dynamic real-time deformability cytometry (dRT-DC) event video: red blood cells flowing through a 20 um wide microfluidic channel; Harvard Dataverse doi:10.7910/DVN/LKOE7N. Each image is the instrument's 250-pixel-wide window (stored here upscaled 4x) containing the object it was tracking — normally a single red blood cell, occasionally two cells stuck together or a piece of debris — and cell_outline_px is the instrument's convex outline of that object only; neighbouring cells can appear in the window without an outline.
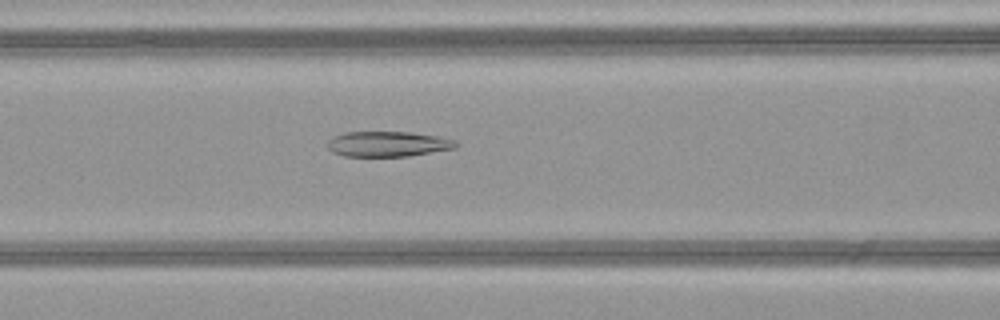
{"species": "common noctule bat (a hibernating species)", "species_latin": "Nyctalus noctula", "temperature_condition": "warm", "stored_images_in_passage": 46, "camera_frame_rate_fps": 3000, "um_per_image_px": 0.085, "animal": {"sex": "female", "body_mass_g": 21.9}, "frame": {"image": 1, "passage_image": 18, "time_ms": 5.667, "image_size_px": [1000, 320], "cell_outline_px": [[460, 144], [456, 148], [408, 156], [344, 156], [332, 152], [328, 148], [328, 140], [332, 136], [344, 132], [408, 132], [440, 136], [456, 140]], "centroid_in_image_um": [32.99, 12.23], "position_along_channel_um": 133.6, "area_um2": 19.07}}
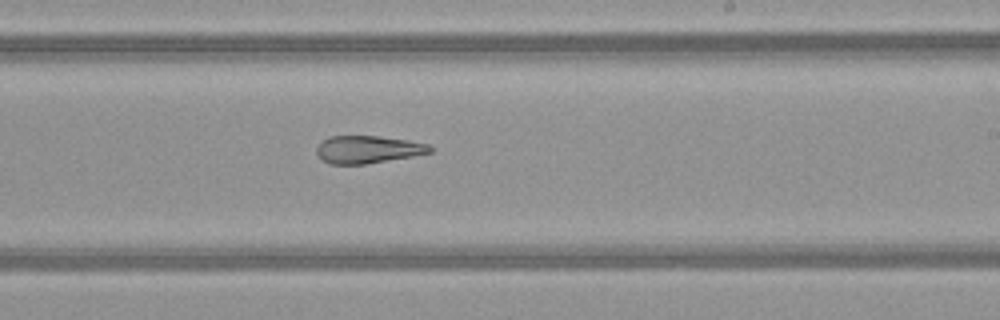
{"frame": {"image": 2, "passage_image": 27, "time_ms": 8.667, "image_size_px": [1000, 320], "cell_outline_px": [[432, 152], [412, 156], [364, 164], [332, 164], [324, 160], [316, 152], [316, 148], [328, 136], [376, 136], [408, 140], [428, 144], [432, 148]], "centroid_in_image_um": [31.28, 12.7], "position_along_channel_um": 257.7, "area_um2": 17.92}}
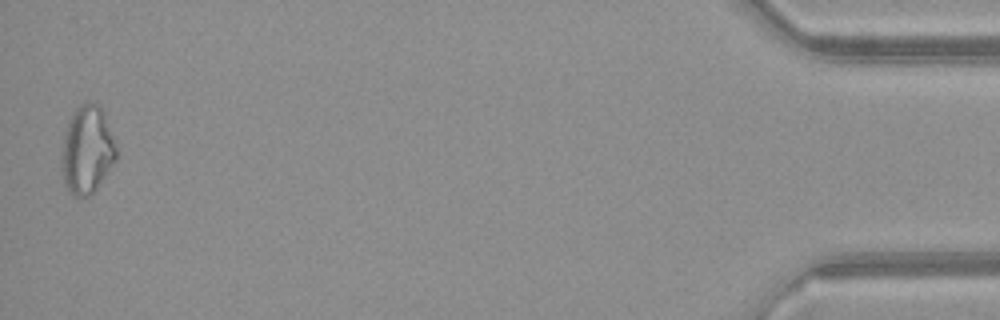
{"frame": {"image": 3, "passage_image": 46, "time_ms": 15.0, "image_size_px": [1000, 320], "cell_outline_px": [[116, 160], [96, 188], [88, 196], [72, 196], [64, 184], [60, 168], [60, 156], [64, 132], [76, 108], [80, 104], [100, 104], [104, 112], [116, 144]], "centroid_in_image_um": [7.37, 12.76], "position_along_channel_um": 427.8, "area_um2": 28.09}, "authors_computed_cell_mechanics": {"area_um2": 22.6865, "velocity_mm_per_s": 4.1408, "shape_relaxation_time_tau1_ms": null, "shape_relaxation_time_tau2_ms": 5.4399, "deformation_change_tau1": null, "deformation_change_tau2": 0.1208}}